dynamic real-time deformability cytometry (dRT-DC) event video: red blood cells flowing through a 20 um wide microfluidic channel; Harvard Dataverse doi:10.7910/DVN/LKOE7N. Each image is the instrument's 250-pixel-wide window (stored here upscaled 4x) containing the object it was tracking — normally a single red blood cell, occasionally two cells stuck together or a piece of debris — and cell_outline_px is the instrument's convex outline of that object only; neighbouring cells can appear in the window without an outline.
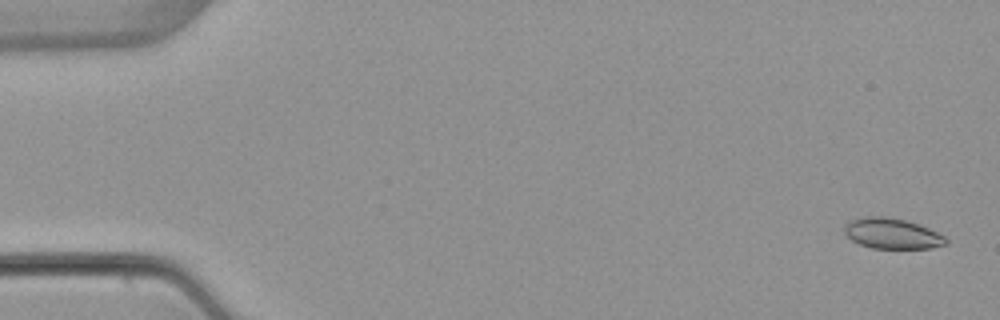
{"species": "common noctule bat (a hibernating species)", "species_latin": "Nyctalus noctula", "temperature_condition": "warm", "stored_images_in_passage": 4, "camera_frame_rate_fps": 3000, "um_per_image_px": 0.085, "animal": {"sex": "female", "body_mass_g": 22.7, "forearm_length_mm": 54.2}, "frame": {"image": 1, "passage_image": 1, "time_ms": 0.0, "image_size_px": [1000, 320], "cell_outline_px": [[948, 244], [932, 248], [872, 248], [860, 244], [852, 240], [844, 232], [844, 224], [852, 220], [864, 216], [884, 216], [904, 220], [928, 228], [944, 236], [948, 240]], "centroid_in_image_um": [75.82, 19.85], "position_along_channel_um": 9.2, "area_um2": 17.92}}
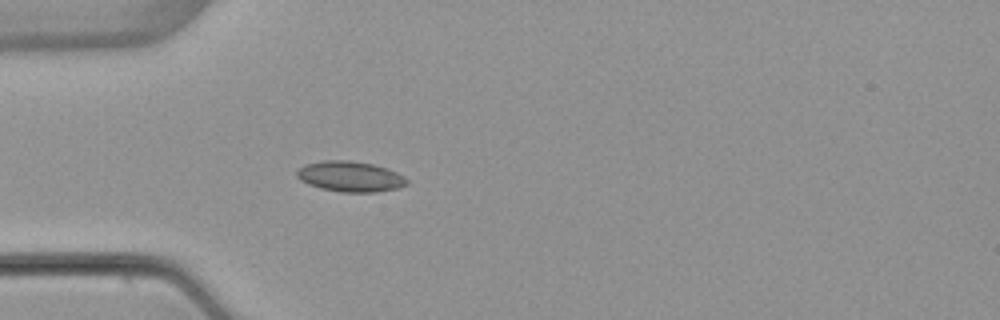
{"frame": {"image": 2, "passage_image": 4, "time_ms": 4.667, "image_size_px": [1000, 320], "cell_outline_px": [[408, 184], [400, 188], [376, 192], [340, 192], [320, 188], [308, 184], [300, 180], [296, 176], [296, 168], [304, 164], [324, 160], [348, 160], [372, 164], [388, 168], [404, 176], [408, 180]], "centroid_in_image_um": [29.75, 15.0], "position_along_channel_um": 55.2, "area_um2": 19.83}}